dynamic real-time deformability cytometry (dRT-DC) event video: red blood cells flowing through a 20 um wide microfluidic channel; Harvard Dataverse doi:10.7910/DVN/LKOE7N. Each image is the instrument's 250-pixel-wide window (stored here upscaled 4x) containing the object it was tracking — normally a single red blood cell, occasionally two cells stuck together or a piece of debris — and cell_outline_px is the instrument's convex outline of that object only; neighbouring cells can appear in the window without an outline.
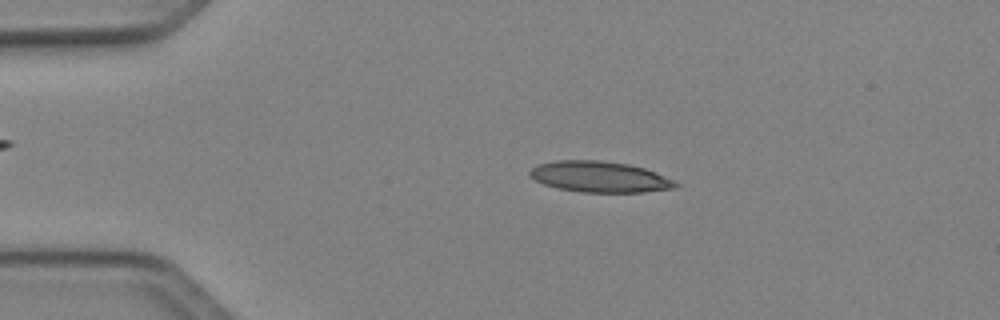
{"species": "Egyptian fruit bat (a non-hibernating species)", "species_latin": "Rousettus aegyptiacus", "temperature_condition": "cold", "stored_images_in_passage": 44, "camera_frame_rate_fps": 3000, "um_per_image_px": 0.085, "animal": {"sex": "female"}, "frame": {"image": 1, "passage_image": 5, "time_ms": 1.333, "image_size_px": [1000, 320], "cell_outline_px": [[680, 184], [676, 188], [644, 192], [580, 192], [556, 188], [544, 184], [536, 180], [528, 172], [532, 168], [540, 164], [556, 160], [604, 160], [628, 164], [644, 168], [656, 172]], "centroid_in_image_um": [50.99, 15.03], "position_along_channel_um": 34.0, "area_um2": 26.24}}
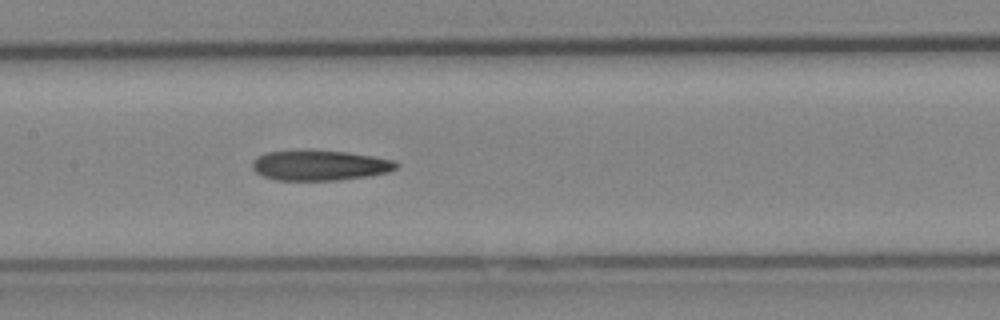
{"frame": {"image": 2, "passage_image": 19, "time_ms": 6.0, "image_size_px": [1000, 320], "cell_outline_px": [[400, 164], [396, 168], [388, 172], [368, 176], [336, 180], [276, 180], [264, 176], [256, 172], [252, 168], [252, 160], [256, 156], [264, 152], [308, 148], [348, 152], [396, 160]], "centroid_in_image_um": [27.15, 14.02], "position_along_channel_um": 180.3, "area_um2": 26.07}}
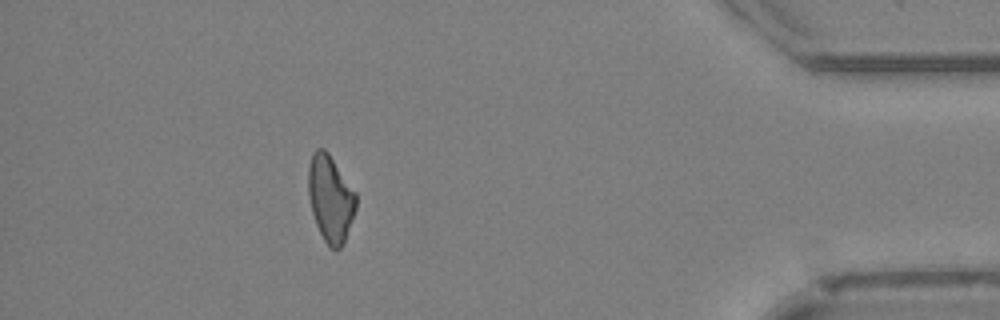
{"frame": {"image": 3, "passage_image": 39, "time_ms": 12.667, "image_size_px": [1000, 320], "cell_outline_px": [[356, 208], [344, 240], [340, 248], [332, 248], [324, 240], [316, 224], [312, 212], [308, 196], [308, 164], [312, 152], [316, 148], [324, 148], [328, 152], [356, 192]], "centroid_in_image_um": [28.06, 16.81], "position_along_channel_um": 407.1, "area_um2": 23.93}}